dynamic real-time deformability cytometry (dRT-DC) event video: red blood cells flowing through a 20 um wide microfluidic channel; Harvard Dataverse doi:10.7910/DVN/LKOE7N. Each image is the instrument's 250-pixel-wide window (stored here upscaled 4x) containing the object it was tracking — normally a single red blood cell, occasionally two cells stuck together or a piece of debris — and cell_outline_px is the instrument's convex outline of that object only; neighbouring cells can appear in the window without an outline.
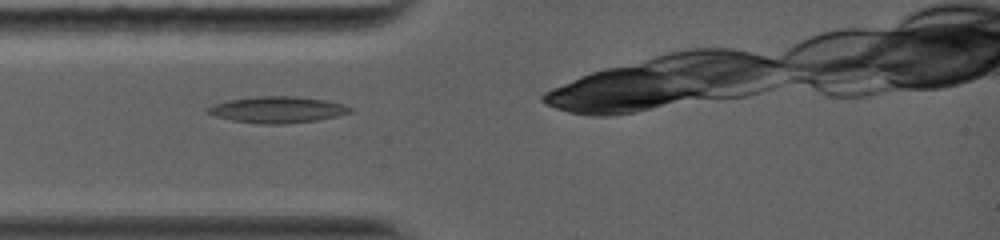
{"species": "common noctule bat (a hibernating species)", "species_latin": "Nyctalus noctula", "temperature_condition": "warm", "stored_images_in_passage": 2, "camera_frame_rate_fps": 5000, "um_per_image_px": 0.085, "animal": {"sex": "female", "body_mass_g": 19.0, "forearm_length_mm": 56.7}, "frame": {"image": 1, "passage_image": 1, "time_ms": 0.0, "image_size_px": [1000, 240], "cell_outline_px": [[352, 112], [340, 116], [316, 120], [288, 124], [256, 124], [232, 120], [216, 116], [208, 112], [208, 108], [212, 104], [228, 100], [256, 96], [296, 96], [324, 100], [344, 104], [352, 108]], "centroid_in_image_um": [23.61, 9.33], "position_along_channel_um": 61.4, "area_um2": 21.96}}